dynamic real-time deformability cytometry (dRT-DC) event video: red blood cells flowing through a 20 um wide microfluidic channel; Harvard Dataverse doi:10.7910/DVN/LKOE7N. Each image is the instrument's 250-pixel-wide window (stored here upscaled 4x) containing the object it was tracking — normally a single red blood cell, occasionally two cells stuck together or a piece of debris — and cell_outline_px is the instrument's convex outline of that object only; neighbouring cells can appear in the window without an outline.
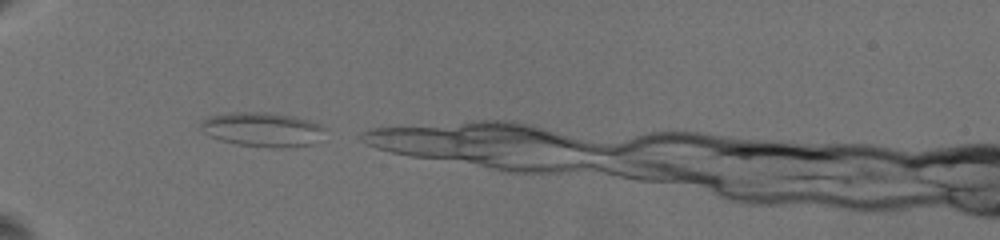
{"species": "common noctule bat (a hibernating species)", "species_latin": "Nyctalus noctula", "temperature_condition": "warm", "stored_images_in_passage": 13, "camera_frame_rate_fps": 3000, "um_per_image_px": 0.085, "animal": {"sex": "female", "body_mass_g": 19.5, "forearm_length_mm": 54.1}, "frame": {"image": 1, "passage_image": 1, "time_ms": 0.0, "image_size_px": [1000, 240], "cell_outline_px": [[324, 128], [312, 144], [272, 148], [236, 144], [220, 140], [204, 132], [200, 128], [200, 124], [208, 116], [228, 112], [264, 112], [292, 116], [308, 120], [320, 124]], "centroid_in_image_um": [22.23, 10.99], "position_along_channel_um": 62.8, "area_um2": 24.39}}
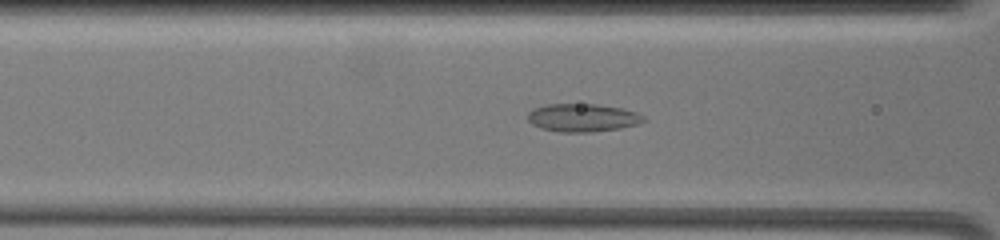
{"frame": {"image": 2, "passage_image": 10, "time_ms": 2.0, "image_size_px": [1000, 240], "cell_outline_px": [[648, 120], [640, 124], [620, 128], [592, 132], [560, 132], [540, 128], [532, 124], [528, 120], [528, 112], [532, 108], [548, 104], [596, 104], [624, 108], [636, 112], [644, 116]], "centroid_in_image_um": [49.55, 10.0], "position_along_channel_um": 117.0, "area_um2": 19.19}}